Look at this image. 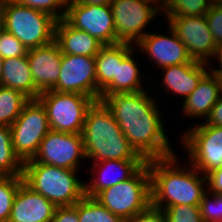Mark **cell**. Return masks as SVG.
<instances>
[{"instance_id":"4dcf8cb0","label":"cell","mask_w":222,"mask_h":222,"mask_svg":"<svg viewBox=\"0 0 222 222\" xmlns=\"http://www.w3.org/2000/svg\"><path fill=\"white\" fill-rule=\"evenodd\" d=\"M21 5L31 7L50 14L56 20L63 19L68 0H14Z\"/></svg>"},{"instance_id":"277c9868","label":"cell","mask_w":222,"mask_h":222,"mask_svg":"<svg viewBox=\"0 0 222 222\" xmlns=\"http://www.w3.org/2000/svg\"><path fill=\"white\" fill-rule=\"evenodd\" d=\"M69 170L44 163H24L23 180L56 207L74 206L85 196V182Z\"/></svg>"},{"instance_id":"e0dca14e","label":"cell","mask_w":222,"mask_h":222,"mask_svg":"<svg viewBox=\"0 0 222 222\" xmlns=\"http://www.w3.org/2000/svg\"><path fill=\"white\" fill-rule=\"evenodd\" d=\"M145 163V160H102L93 162L92 167H90L93 173L92 178L87 183L85 181V196L94 198L104 189L126 181Z\"/></svg>"},{"instance_id":"b9f144b4","label":"cell","mask_w":222,"mask_h":222,"mask_svg":"<svg viewBox=\"0 0 222 222\" xmlns=\"http://www.w3.org/2000/svg\"><path fill=\"white\" fill-rule=\"evenodd\" d=\"M211 5H222V0H210Z\"/></svg>"},{"instance_id":"cb8c5ba5","label":"cell","mask_w":222,"mask_h":222,"mask_svg":"<svg viewBox=\"0 0 222 222\" xmlns=\"http://www.w3.org/2000/svg\"><path fill=\"white\" fill-rule=\"evenodd\" d=\"M135 53H137V55L139 53V50L136 48L118 64L117 80H112L101 91L100 96H109L117 93H136L148 89L143 86L142 79L144 77L140 71V64L137 62L139 59L134 58Z\"/></svg>"},{"instance_id":"d4e9b609","label":"cell","mask_w":222,"mask_h":222,"mask_svg":"<svg viewBox=\"0 0 222 222\" xmlns=\"http://www.w3.org/2000/svg\"><path fill=\"white\" fill-rule=\"evenodd\" d=\"M24 163L16 155L9 126H0V176H22Z\"/></svg>"},{"instance_id":"8992f818","label":"cell","mask_w":222,"mask_h":222,"mask_svg":"<svg viewBox=\"0 0 222 222\" xmlns=\"http://www.w3.org/2000/svg\"><path fill=\"white\" fill-rule=\"evenodd\" d=\"M124 221L151 205V177L147 162L129 179L104 189L94 197Z\"/></svg>"},{"instance_id":"30bf717a","label":"cell","mask_w":222,"mask_h":222,"mask_svg":"<svg viewBox=\"0 0 222 222\" xmlns=\"http://www.w3.org/2000/svg\"><path fill=\"white\" fill-rule=\"evenodd\" d=\"M110 6L116 44L136 45L148 33L147 25L161 13L159 0H112Z\"/></svg>"},{"instance_id":"8d00e7d4","label":"cell","mask_w":222,"mask_h":222,"mask_svg":"<svg viewBox=\"0 0 222 222\" xmlns=\"http://www.w3.org/2000/svg\"><path fill=\"white\" fill-rule=\"evenodd\" d=\"M207 191L222 195V167L214 169L206 175Z\"/></svg>"},{"instance_id":"484cf974","label":"cell","mask_w":222,"mask_h":222,"mask_svg":"<svg viewBox=\"0 0 222 222\" xmlns=\"http://www.w3.org/2000/svg\"><path fill=\"white\" fill-rule=\"evenodd\" d=\"M30 99L23 93L0 85V126H11Z\"/></svg>"},{"instance_id":"1f68e13d","label":"cell","mask_w":222,"mask_h":222,"mask_svg":"<svg viewBox=\"0 0 222 222\" xmlns=\"http://www.w3.org/2000/svg\"><path fill=\"white\" fill-rule=\"evenodd\" d=\"M168 222H204L199 206L175 205L164 209Z\"/></svg>"},{"instance_id":"5bb4252c","label":"cell","mask_w":222,"mask_h":222,"mask_svg":"<svg viewBox=\"0 0 222 222\" xmlns=\"http://www.w3.org/2000/svg\"><path fill=\"white\" fill-rule=\"evenodd\" d=\"M52 90L83 94L97 101L95 57L62 54L60 76Z\"/></svg>"},{"instance_id":"4316f807","label":"cell","mask_w":222,"mask_h":222,"mask_svg":"<svg viewBox=\"0 0 222 222\" xmlns=\"http://www.w3.org/2000/svg\"><path fill=\"white\" fill-rule=\"evenodd\" d=\"M159 6L161 16L186 17L205 15L211 4L210 0H159Z\"/></svg>"},{"instance_id":"7bdbcfd3","label":"cell","mask_w":222,"mask_h":222,"mask_svg":"<svg viewBox=\"0 0 222 222\" xmlns=\"http://www.w3.org/2000/svg\"><path fill=\"white\" fill-rule=\"evenodd\" d=\"M2 27V21H1V8H0V28Z\"/></svg>"},{"instance_id":"9a60e30c","label":"cell","mask_w":222,"mask_h":222,"mask_svg":"<svg viewBox=\"0 0 222 222\" xmlns=\"http://www.w3.org/2000/svg\"><path fill=\"white\" fill-rule=\"evenodd\" d=\"M167 27L169 31H166L167 35L148 32L135 45L136 49L145 53L148 60L151 59L152 66L154 63L159 69L192 61L185 44L177 37L170 25Z\"/></svg>"},{"instance_id":"74e56055","label":"cell","mask_w":222,"mask_h":222,"mask_svg":"<svg viewBox=\"0 0 222 222\" xmlns=\"http://www.w3.org/2000/svg\"><path fill=\"white\" fill-rule=\"evenodd\" d=\"M206 125L221 126L222 127V95L218 101L211 108L209 116L205 119Z\"/></svg>"},{"instance_id":"9c48e42d","label":"cell","mask_w":222,"mask_h":222,"mask_svg":"<svg viewBox=\"0 0 222 222\" xmlns=\"http://www.w3.org/2000/svg\"><path fill=\"white\" fill-rule=\"evenodd\" d=\"M50 130L44 106L38 99H30L10 126L14 151L23 163L34 158Z\"/></svg>"},{"instance_id":"f35d334b","label":"cell","mask_w":222,"mask_h":222,"mask_svg":"<svg viewBox=\"0 0 222 222\" xmlns=\"http://www.w3.org/2000/svg\"><path fill=\"white\" fill-rule=\"evenodd\" d=\"M214 58L216 59V61H217V59H218L219 68H214V67H212V66H211V65H212V62H211V63L208 64V66H210V67H208V68H209V71H210L212 74L216 75V76L222 81V45H219V46L217 47V49H216V51H215V54H214L212 60H214ZM212 68H213V69H212Z\"/></svg>"},{"instance_id":"e575fe53","label":"cell","mask_w":222,"mask_h":222,"mask_svg":"<svg viewBox=\"0 0 222 222\" xmlns=\"http://www.w3.org/2000/svg\"><path fill=\"white\" fill-rule=\"evenodd\" d=\"M125 222H168V220L163 209L150 205L147 209Z\"/></svg>"},{"instance_id":"3957f363","label":"cell","mask_w":222,"mask_h":222,"mask_svg":"<svg viewBox=\"0 0 222 222\" xmlns=\"http://www.w3.org/2000/svg\"><path fill=\"white\" fill-rule=\"evenodd\" d=\"M87 160H144L129 144L110 109L101 100L88 109L82 131Z\"/></svg>"},{"instance_id":"f546056e","label":"cell","mask_w":222,"mask_h":222,"mask_svg":"<svg viewBox=\"0 0 222 222\" xmlns=\"http://www.w3.org/2000/svg\"><path fill=\"white\" fill-rule=\"evenodd\" d=\"M199 208L204 222H222L221 194H213L207 191L202 197Z\"/></svg>"},{"instance_id":"d590c367","label":"cell","mask_w":222,"mask_h":222,"mask_svg":"<svg viewBox=\"0 0 222 222\" xmlns=\"http://www.w3.org/2000/svg\"><path fill=\"white\" fill-rule=\"evenodd\" d=\"M51 222H79L78 202L74 206L56 207Z\"/></svg>"},{"instance_id":"7a4b0ae2","label":"cell","mask_w":222,"mask_h":222,"mask_svg":"<svg viewBox=\"0 0 222 222\" xmlns=\"http://www.w3.org/2000/svg\"><path fill=\"white\" fill-rule=\"evenodd\" d=\"M178 155L146 161L151 177V205L165 209L175 205L199 206L207 192L206 176Z\"/></svg>"},{"instance_id":"6da1fadb","label":"cell","mask_w":222,"mask_h":222,"mask_svg":"<svg viewBox=\"0 0 222 222\" xmlns=\"http://www.w3.org/2000/svg\"><path fill=\"white\" fill-rule=\"evenodd\" d=\"M147 90L100 96L131 147L145 161L176 154L165 130L159 102Z\"/></svg>"},{"instance_id":"4fadbf2b","label":"cell","mask_w":222,"mask_h":222,"mask_svg":"<svg viewBox=\"0 0 222 222\" xmlns=\"http://www.w3.org/2000/svg\"><path fill=\"white\" fill-rule=\"evenodd\" d=\"M185 44L192 60L209 64L217 45L212 37L205 15L166 17L165 21Z\"/></svg>"},{"instance_id":"2e32d148","label":"cell","mask_w":222,"mask_h":222,"mask_svg":"<svg viewBox=\"0 0 222 222\" xmlns=\"http://www.w3.org/2000/svg\"><path fill=\"white\" fill-rule=\"evenodd\" d=\"M27 59L36 89L42 93L52 90L60 76L62 53L58 43H51L29 49Z\"/></svg>"},{"instance_id":"ffe728a7","label":"cell","mask_w":222,"mask_h":222,"mask_svg":"<svg viewBox=\"0 0 222 222\" xmlns=\"http://www.w3.org/2000/svg\"><path fill=\"white\" fill-rule=\"evenodd\" d=\"M221 95L222 81L208 71L200 79L195 90L182 102L181 115L205 121Z\"/></svg>"},{"instance_id":"d6a6232c","label":"cell","mask_w":222,"mask_h":222,"mask_svg":"<svg viewBox=\"0 0 222 222\" xmlns=\"http://www.w3.org/2000/svg\"><path fill=\"white\" fill-rule=\"evenodd\" d=\"M28 50L12 34L4 28H0V55L3 59L26 56Z\"/></svg>"},{"instance_id":"7c38bea8","label":"cell","mask_w":222,"mask_h":222,"mask_svg":"<svg viewBox=\"0 0 222 222\" xmlns=\"http://www.w3.org/2000/svg\"><path fill=\"white\" fill-rule=\"evenodd\" d=\"M64 19L74 28L83 30L103 45L116 44L114 18L109 5H95L68 0Z\"/></svg>"},{"instance_id":"836d02e7","label":"cell","mask_w":222,"mask_h":222,"mask_svg":"<svg viewBox=\"0 0 222 222\" xmlns=\"http://www.w3.org/2000/svg\"><path fill=\"white\" fill-rule=\"evenodd\" d=\"M205 16L216 45H222V5H211Z\"/></svg>"},{"instance_id":"44dd1931","label":"cell","mask_w":222,"mask_h":222,"mask_svg":"<svg viewBox=\"0 0 222 222\" xmlns=\"http://www.w3.org/2000/svg\"><path fill=\"white\" fill-rule=\"evenodd\" d=\"M54 40L62 54L95 57L104 46L87 32L72 27L64 18L56 21Z\"/></svg>"},{"instance_id":"52a82bcc","label":"cell","mask_w":222,"mask_h":222,"mask_svg":"<svg viewBox=\"0 0 222 222\" xmlns=\"http://www.w3.org/2000/svg\"><path fill=\"white\" fill-rule=\"evenodd\" d=\"M44 106L50 129L56 132L82 134L88 109L94 98L77 93L47 90L37 98Z\"/></svg>"},{"instance_id":"8fae6325","label":"cell","mask_w":222,"mask_h":222,"mask_svg":"<svg viewBox=\"0 0 222 222\" xmlns=\"http://www.w3.org/2000/svg\"><path fill=\"white\" fill-rule=\"evenodd\" d=\"M84 159L82 134L50 130L41 141L34 158L25 163H44L79 171V164Z\"/></svg>"},{"instance_id":"d6986e66","label":"cell","mask_w":222,"mask_h":222,"mask_svg":"<svg viewBox=\"0 0 222 222\" xmlns=\"http://www.w3.org/2000/svg\"><path fill=\"white\" fill-rule=\"evenodd\" d=\"M208 64L192 60L188 63L161 68V86L173 95L182 96L183 102L195 90L200 79L209 71Z\"/></svg>"},{"instance_id":"7402d4cb","label":"cell","mask_w":222,"mask_h":222,"mask_svg":"<svg viewBox=\"0 0 222 222\" xmlns=\"http://www.w3.org/2000/svg\"><path fill=\"white\" fill-rule=\"evenodd\" d=\"M134 44L117 43L104 45L95 56L97 78V101L101 91L112 81L117 80L118 64L134 49Z\"/></svg>"},{"instance_id":"60d3db41","label":"cell","mask_w":222,"mask_h":222,"mask_svg":"<svg viewBox=\"0 0 222 222\" xmlns=\"http://www.w3.org/2000/svg\"><path fill=\"white\" fill-rule=\"evenodd\" d=\"M2 70H3V58L0 55V84H1V78H2Z\"/></svg>"},{"instance_id":"f1b7e54d","label":"cell","mask_w":222,"mask_h":222,"mask_svg":"<svg viewBox=\"0 0 222 222\" xmlns=\"http://www.w3.org/2000/svg\"><path fill=\"white\" fill-rule=\"evenodd\" d=\"M23 176H0V222H8L15 194Z\"/></svg>"},{"instance_id":"603a6c76","label":"cell","mask_w":222,"mask_h":222,"mask_svg":"<svg viewBox=\"0 0 222 222\" xmlns=\"http://www.w3.org/2000/svg\"><path fill=\"white\" fill-rule=\"evenodd\" d=\"M0 85L15 89L29 99H37L40 94L32 79L27 55L3 59Z\"/></svg>"},{"instance_id":"ac0fdd59","label":"cell","mask_w":222,"mask_h":222,"mask_svg":"<svg viewBox=\"0 0 222 222\" xmlns=\"http://www.w3.org/2000/svg\"><path fill=\"white\" fill-rule=\"evenodd\" d=\"M56 206L24 182L19 186L8 222H51Z\"/></svg>"},{"instance_id":"ab89813d","label":"cell","mask_w":222,"mask_h":222,"mask_svg":"<svg viewBox=\"0 0 222 222\" xmlns=\"http://www.w3.org/2000/svg\"><path fill=\"white\" fill-rule=\"evenodd\" d=\"M81 3L95 4V5H109L112 0H75Z\"/></svg>"},{"instance_id":"83f0119b","label":"cell","mask_w":222,"mask_h":222,"mask_svg":"<svg viewBox=\"0 0 222 222\" xmlns=\"http://www.w3.org/2000/svg\"><path fill=\"white\" fill-rule=\"evenodd\" d=\"M78 218L79 222H125L95 198L87 196L78 201Z\"/></svg>"},{"instance_id":"5b68a950","label":"cell","mask_w":222,"mask_h":222,"mask_svg":"<svg viewBox=\"0 0 222 222\" xmlns=\"http://www.w3.org/2000/svg\"><path fill=\"white\" fill-rule=\"evenodd\" d=\"M0 8L2 28L14 35L27 50L54 40L57 20L50 14L14 0H0Z\"/></svg>"},{"instance_id":"ba28073f","label":"cell","mask_w":222,"mask_h":222,"mask_svg":"<svg viewBox=\"0 0 222 222\" xmlns=\"http://www.w3.org/2000/svg\"><path fill=\"white\" fill-rule=\"evenodd\" d=\"M199 123L181 133L180 146L187 153L189 163L206 176L222 167V127Z\"/></svg>"}]
</instances>
